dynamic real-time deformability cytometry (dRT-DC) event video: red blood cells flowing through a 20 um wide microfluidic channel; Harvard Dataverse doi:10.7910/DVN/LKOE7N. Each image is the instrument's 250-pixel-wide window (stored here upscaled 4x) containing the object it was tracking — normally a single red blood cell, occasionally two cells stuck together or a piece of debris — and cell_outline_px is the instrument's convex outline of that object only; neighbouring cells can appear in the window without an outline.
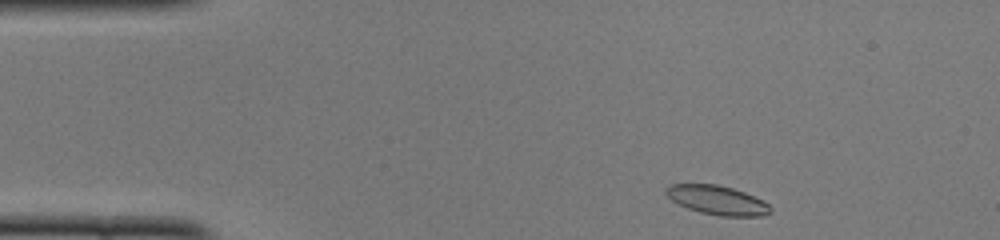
{"species": "common noctule bat (a hibernating species)", "species_latin": "Nyctalus noctula", "temperature_condition": "cold", "stored_images_in_passage": 44, "camera_frame_rate_fps": 3000, "um_per_image_px": 0.085, "animal": {"sex": "female", "body_mass_g": 22.0, "forearm_length_mm": 56.7}, "frame": {"image": 1, "passage_image": 1, "time_ms": 0.0, "image_size_px": [1000, 240], "cell_outline_px": [[772, 212], [764, 216], [720, 216], [700, 212], [688, 208], [672, 200], [664, 192], [664, 188], [672, 184], [716, 184], [732, 188], [744, 192], [764, 200], [772, 208]], "centroid_in_image_um": [61.0, 17.01], "position_along_channel_um": 24.0, "area_um2": 17.74}}
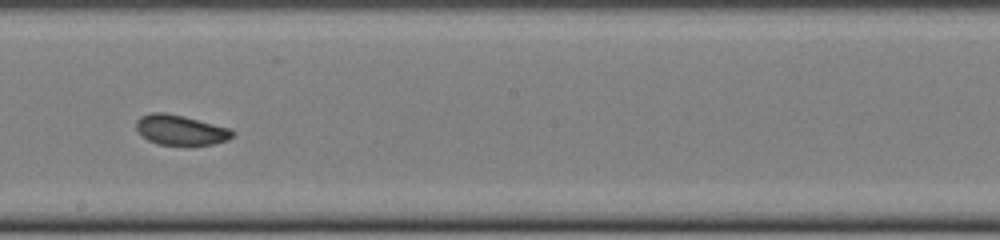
{"frame": {"image": 2, "passage_image": 22, "time_ms": 7.0, "image_size_px": [1000, 240], "cell_outline_px": [[236, 132], [228, 140], [212, 144], [188, 148], [156, 144], [148, 140], [136, 128], [136, 120], [140, 116], [152, 112], [164, 112], [184, 116], [228, 128]], "centroid_in_image_um": [15.35, 11.09], "position_along_channel_um": 232.9, "area_um2": 17.4}}
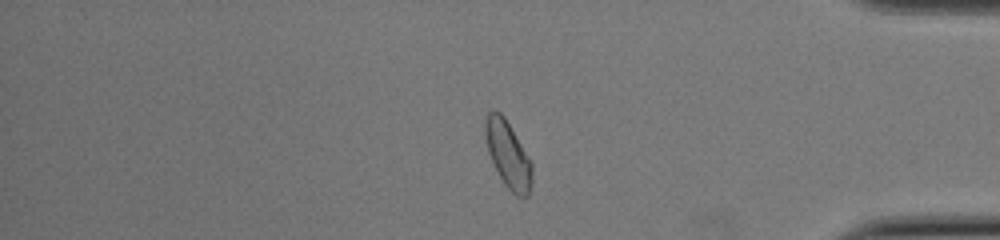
{"frame": {"image": 3, "passage_image": 36, "time_ms": 11.667, "image_size_px": [1000, 240], "cell_outline_px": [[532, 184], [528, 196], [516, 196], [504, 184], [488, 152], [484, 136], [484, 120], [488, 112], [492, 108], [500, 112], [504, 116], [532, 160]], "centroid_in_image_um": [43.18, 13.09], "position_along_channel_um": 392.0, "area_um2": 18.44}, "authors_computed_cell_mechanics": {"area_um2": 17.6579, "velocity_mm_per_s": 3.9558, "shape_relaxation_time_tau1_ms": null, "shape_relaxation_time_tau2_ms": 2.147, "deformation_change_tau1": null, "deformation_change_tau2": 0.0729}}